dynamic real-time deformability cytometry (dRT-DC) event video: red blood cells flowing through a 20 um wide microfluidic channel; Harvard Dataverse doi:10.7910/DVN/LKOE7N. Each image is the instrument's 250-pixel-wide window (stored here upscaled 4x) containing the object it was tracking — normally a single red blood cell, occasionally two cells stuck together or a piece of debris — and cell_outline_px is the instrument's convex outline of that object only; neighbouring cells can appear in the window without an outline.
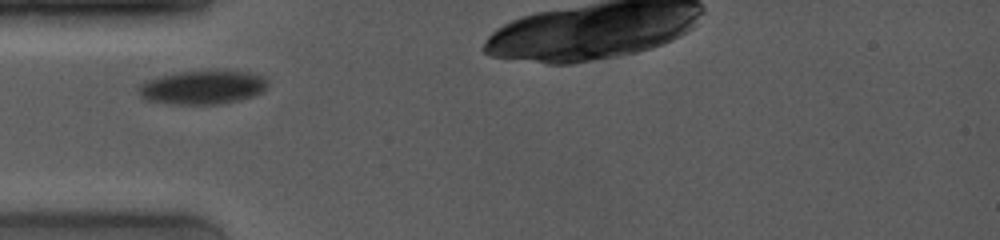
{"species": "common noctule bat (a hibernating species)", "species_latin": "Nyctalus noctula", "temperature_condition": "room temperature", "stored_images_in_passage": 41, "camera_frame_rate_fps": 4000, "um_per_image_px": 0.085, "animal": {"sex": "female", "body_mass_g": 19.0, "forearm_length_mm": 53.3}, "frame": {"image": 1, "passage_image": 1, "time_ms": 0.0, "image_size_px": [1000, 240], "cell_outline_px": [[268, 88], [264, 92], [252, 96], [236, 100], [216, 104], [172, 104], [144, 100], [136, 92], [136, 88], [140, 84], [148, 80], [176, 72], [252, 72], [264, 76], [268, 80]], "centroid_in_image_um": [17.21, 7.44], "position_along_channel_um": 67.8, "area_um2": 25.26}}
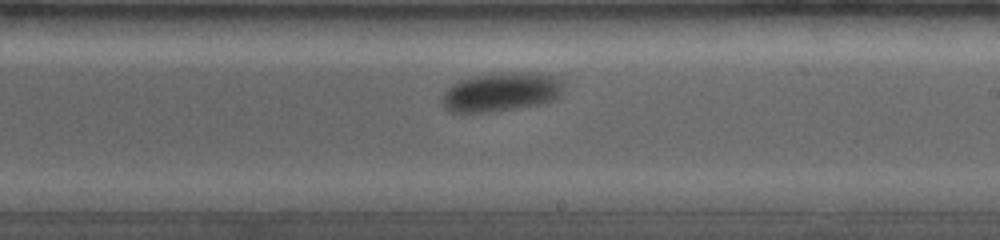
{"frame": {"image": 2, "passage_image": 25, "time_ms": 4.75, "image_size_px": [1000, 240], "cell_outline_px": [[564, 80], [560, 96], [552, 100], [540, 104], [492, 112], [448, 112], [444, 108], [440, 100], [444, 92], [452, 84], [460, 80], [472, 76], [512, 72], [544, 72], [560, 76]], "centroid_in_image_um": [42.63, 7.8], "position_along_channel_um": 246.4, "area_um2": 28.09}}
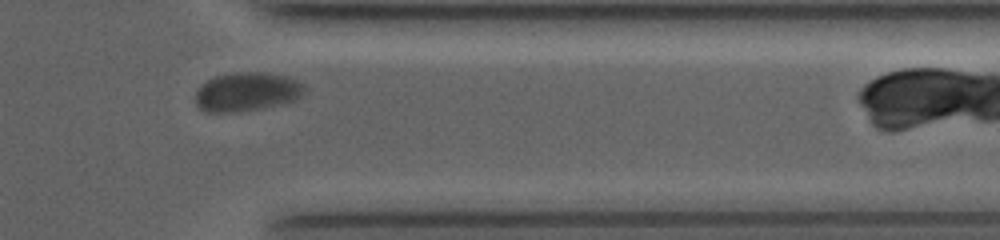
{"frame": {"image": 3, "passage_image": 37, "time_ms": 8.5, "image_size_px": [1000, 240], "cell_outline_px": [[304, 92], [296, 100], [284, 104], [240, 112], [204, 112], [196, 104], [196, 92], [200, 84], [216, 76], [236, 72], [260, 72], [288, 76], [304, 84]], "centroid_in_image_um": [20.99, 7.81], "position_along_channel_um": 390.4, "area_um2": 24.91}, "authors_computed_cell_mechanics": {"area_um2": 26.588, "velocity_mm_per_s": 3.7879, "shape_relaxation_time_tau1_ms": 3.8138, "shape_relaxation_time_tau2_ms": null, "deformation_change_tau1": 0.0798, "deformation_change_tau2": null}}